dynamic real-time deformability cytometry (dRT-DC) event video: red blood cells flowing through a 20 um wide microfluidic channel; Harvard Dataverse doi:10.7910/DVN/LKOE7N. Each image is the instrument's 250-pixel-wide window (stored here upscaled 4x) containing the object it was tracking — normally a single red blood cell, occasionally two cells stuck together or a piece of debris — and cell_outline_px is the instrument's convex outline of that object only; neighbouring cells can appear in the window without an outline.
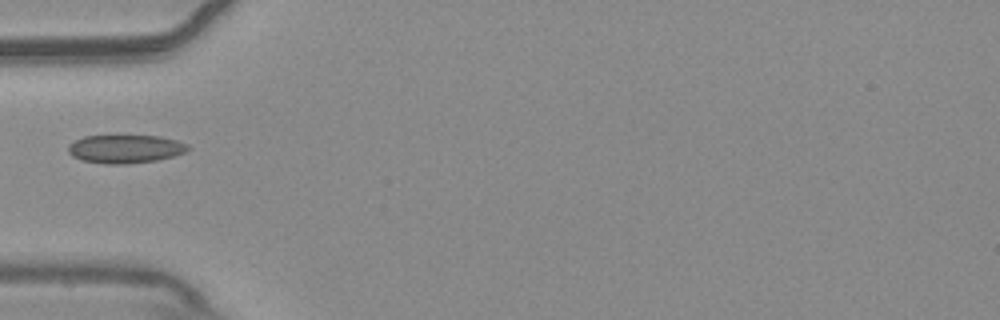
{"species": "common noctule bat (a hibernating species)", "species_latin": "Nyctalus noctula", "temperature_condition": "warm", "stored_images_in_passage": 14, "camera_frame_rate_fps": 3000, "um_per_image_px": 0.085, "animal": {"sex": "male", "body_mass_g": 20.4}, "frame": {"image": 1, "passage_image": 1, "time_ms": 0.0, "image_size_px": [1000, 320], "cell_outline_px": [[192, 148], [184, 152], [172, 156], [156, 160], [128, 164], [104, 164], [80, 160], [72, 156], [68, 152], [68, 144], [84, 136], [160, 136], [176, 140], [188, 144]], "centroid_in_image_um": [10.63, 12.66], "position_along_channel_um": 74.4, "area_um2": 19.83}}
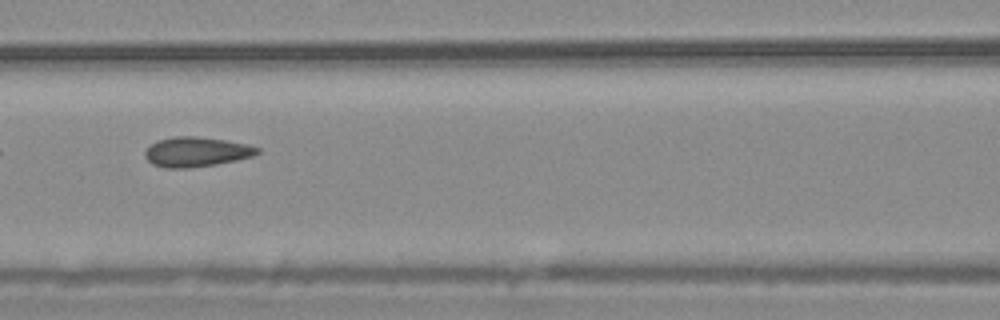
{"frame": {"image": 2, "passage_image": 7, "time_ms": 2.0, "image_size_px": [1000, 320], "cell_outline_px": [[260, 152], [252, 156], [236, 160], [216, 164], [188, 168], [164, 168], [152, 164], [144, 156], [144, 152], [152, 144], [160, 140], [176, 136], [196, 136], [224, 140], [248, 144], [260, 148]], "centroid_in_image_um": [16.69, 12.91], "position_along_channel_um": 149.9, "area_um2": 19.36}}